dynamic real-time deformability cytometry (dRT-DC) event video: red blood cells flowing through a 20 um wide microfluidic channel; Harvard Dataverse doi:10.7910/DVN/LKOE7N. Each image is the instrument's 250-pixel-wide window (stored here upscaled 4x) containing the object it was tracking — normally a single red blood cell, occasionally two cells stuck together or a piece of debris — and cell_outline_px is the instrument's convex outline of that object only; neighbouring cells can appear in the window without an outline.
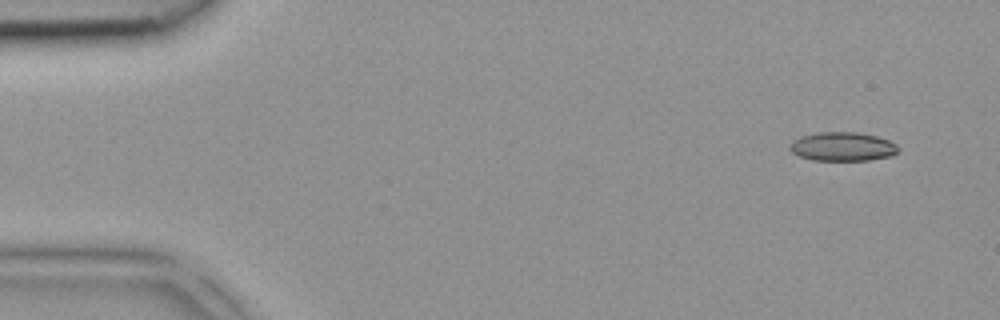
{"species": "common noctule bat (a hibernating species)", "species_latin": "Nyctalus noctula", "temperature_condition": "room temperature", "stored_images_in_passage": 4, "camera_frame_rate_fps": 3000, "um_per_image_px": 0.085, "animal": {"sex": "female", "body_mass_g": 18.4}, "frame": {"image": 1, "passage_image": 1, "time_ms": 0.0, "image_size_px": [1000, 320], "cell_outline_px": [[900, 148], [892, 156], [868, 160], [812, 160], [800, 156], [792, 152], [788, 148], [788, 144], [792, 140], [800, 136], [816, 132], [856, 132], [876, 136], [888, 140], [896, 144]], "centroid_in_image_um": [71.58, 12.45], "position_along_channel_um": 13.4, "area_um2": 18.38}}
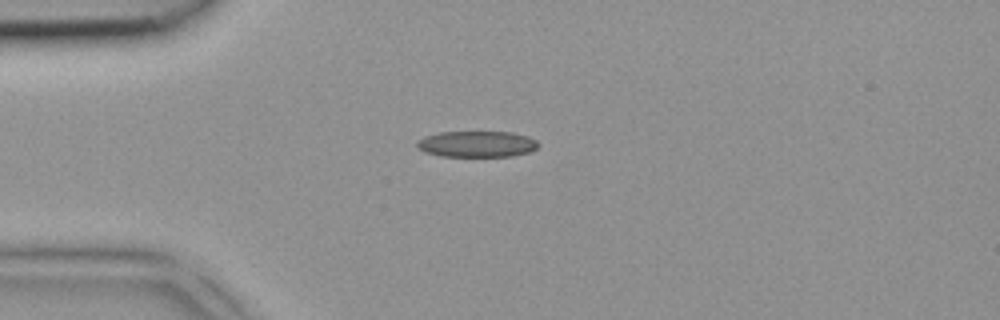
{"frame": {"image": 2, "passage_image": 2, "time_ms": 0.333, "image_size_px": [1000, 320], "cell_outline_px": [[540, 144], [536, 148], [528, 152], [512, 156], [440, 156], [424, 152], [416, 148], [416, 140], [424, 136], [440, 132], [512, 132], [528, 136], [536, 140]], "centroid_in_image_um": [40.49, 12.24], "position_along_channel_um": 44.5, "area_um2": 18.61}}